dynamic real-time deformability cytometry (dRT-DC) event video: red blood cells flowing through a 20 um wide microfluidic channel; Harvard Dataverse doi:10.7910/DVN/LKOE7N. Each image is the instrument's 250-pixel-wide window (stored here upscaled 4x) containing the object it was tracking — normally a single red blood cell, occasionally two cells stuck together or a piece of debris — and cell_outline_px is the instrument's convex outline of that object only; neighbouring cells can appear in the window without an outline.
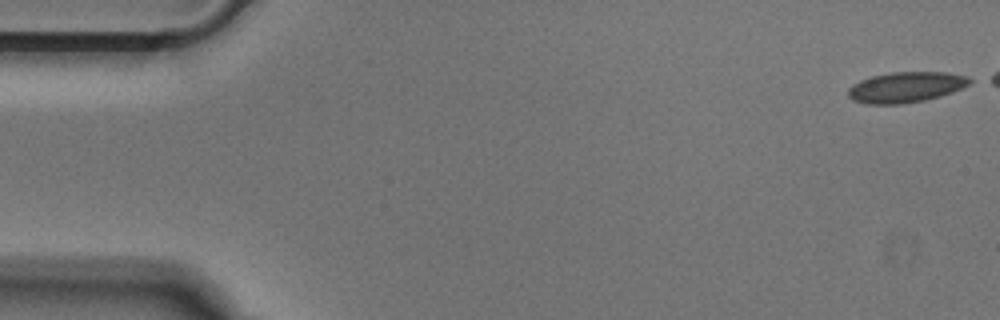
{"species": "Egyptian fruit bat (a non-hibernating species)", "species_latin": "Rousettus aegyptiacus", "temperature_condition": "cold", "stored_images_in_passage": 13, "camera_frame_rate_fps": 3000, "um_per_image_px": 0.085, "animal": {"sex": "male"}, "frame": {"image": 1, "passage_image": 1, "time_ms": 0.0, "image_size_px": [1000, 320], "cell_outline_px": [[976, 80], [972, 84], [952, 92], [940, 96], [924, 100], [900, 104], [864, 104], [852, 100], [848, 96], [848, 88], [852, 84], [860, 80], [872, 76], [892, 72], [948, 72], [968, 76]], "centroid_in_image_um": [77.03, 7.4], "position_along_channel_um": 8.0, "area_um2": 21.96}}
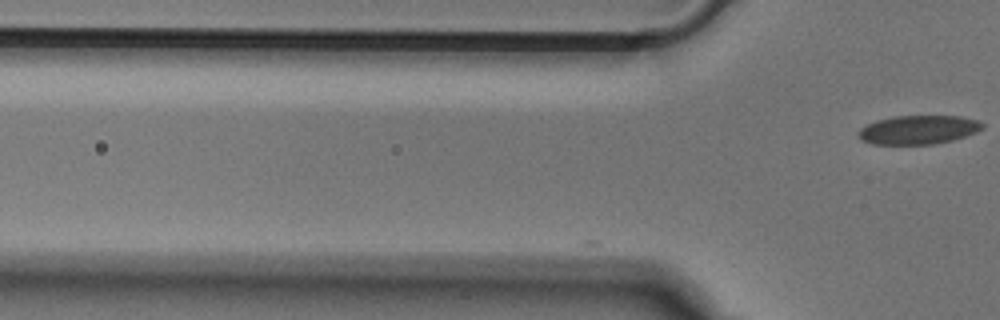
{"frame": {"image": 2, "passage_image": 13, "time_ms": 4.0, "image_size_px": [1000, 320], "cell_outline_px": [[984, 128], [976, 132], [952, 140], [936, 144], [872, 144], [860, 140], [856, 132], [860, 128], [876, 120], [896, 116], [960, 116], [976, 120], [984, 124]], "centroid_in_image_um": [78.03, 11.03], "position_along_channel_um": 47.8, "area_um2": 20.87}}